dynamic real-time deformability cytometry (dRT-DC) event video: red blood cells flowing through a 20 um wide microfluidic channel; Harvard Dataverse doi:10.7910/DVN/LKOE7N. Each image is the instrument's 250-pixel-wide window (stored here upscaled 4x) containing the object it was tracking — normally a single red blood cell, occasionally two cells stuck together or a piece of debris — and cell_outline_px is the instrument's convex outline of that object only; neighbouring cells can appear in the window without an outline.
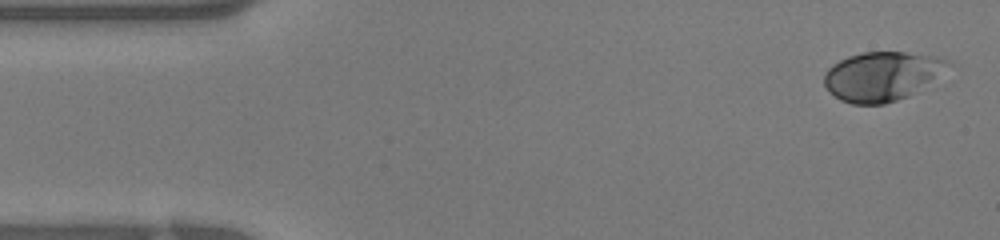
{"species": "human", "species_latin": "Homo sapiens", "temperature_condition": "warm", "stored_images_in_passage": 38, "camera_frame_rate_fps": 3000, "um_per_image_px": 0.085, "donor": {"sex": "female"}, "frame": {"image": 1, "passage_image": 1, "time_ms": 0.0, "image_size_px": [1000, 240], "cell_outline_px": [[952, 64], [908, 96], [884, 104], [852, 104], [840, 100], [824, 84], [824, 72], [832, 64], [848, 56], [864, 52], [904, 52], [936, 56]], "centroid_in_image_um": [74.89, 6.47], "position_along_channel_um": 10.1, "area_um2": 34.74}}
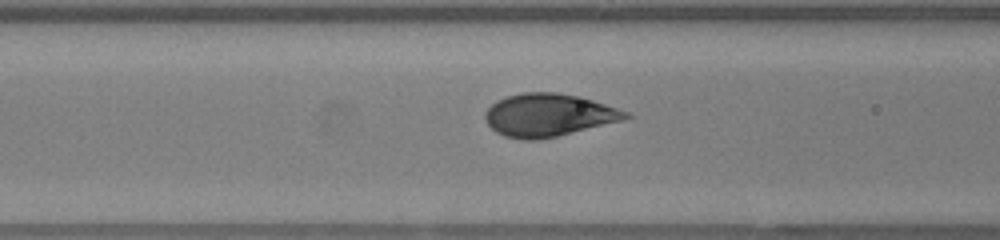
{"frame": {"image": 2, "passage_image": 14, "time_ms": 4.333, "image_size_px": [1000, 240], "cell_outline_px": [[636, 116], [624, 120], [556, 136], [536, 140], [520, 140], [504, 136], [496, 132], [484, 120], [484, 112], [496, 100], [520, 92], [556, 92], [580, 96], [628, 112]], "centroid_in_image_um": [46.61, 9.78], "position_along_channel_um": 120.0, "area_um2": 35.14}}
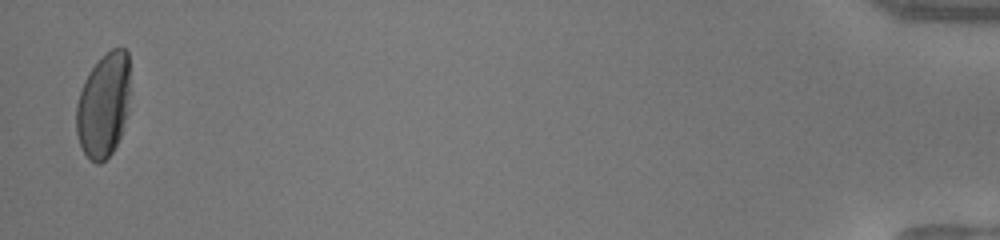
{"frame": {"image": 3, "passage_image": 38, "time_ms": 12.333, "image_size_px": [1000, 240], "cell_outline_px": [[128, 112], [120, 136], [112, 152], [100, 164], [96, 164], [84, 152], [80, 144], [76, 132], [76, 104], [84, 80], [92, 68], [112, 48], [124, 48], [128, 52]], "centroid_in_image_um": [8.79, 8.96], "position_along_channel_um": 426.4, "area_um2": 32.31}}